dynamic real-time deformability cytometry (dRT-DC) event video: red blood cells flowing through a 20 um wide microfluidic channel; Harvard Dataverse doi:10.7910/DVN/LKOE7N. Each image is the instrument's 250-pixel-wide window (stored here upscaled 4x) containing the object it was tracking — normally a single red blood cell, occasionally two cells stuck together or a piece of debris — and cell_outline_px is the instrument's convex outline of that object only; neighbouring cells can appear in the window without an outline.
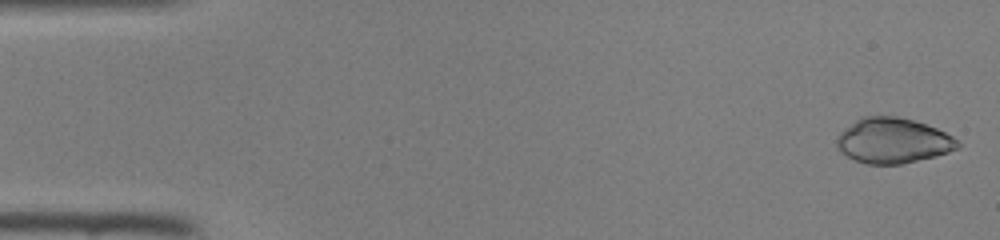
{"species": "common noctule bat (a hibernating species)", "species_latin": "Nyctalus noctula", "temperature_condition": "room temperature", "stored_images_in_passage": 46, "camera_frame_rate_fps": 3000, "um_per_image_px": 0.085, "animal": {"sex": "female", "body_mass_g": 22.0, "forearm_length_mm": 56.7}, "frame": {"image": 1, "passage_image": 1, "time_ms": 0.0, "image_size_px": [1000, 240], "cell_outline_px": [[960, 148], [936, 156], [900, 164], [868, 164], [856, 160], [840, 152], [836, 148], [836, 136], [840, 132], [860, 116], [896, 116], [912, 120], [936, 128], [952, 136], [960, 144]], "centroid_in_image_um": [75.87, 11.95], "position_along_channel_um": 9.1, "area_um2": 31.85}}